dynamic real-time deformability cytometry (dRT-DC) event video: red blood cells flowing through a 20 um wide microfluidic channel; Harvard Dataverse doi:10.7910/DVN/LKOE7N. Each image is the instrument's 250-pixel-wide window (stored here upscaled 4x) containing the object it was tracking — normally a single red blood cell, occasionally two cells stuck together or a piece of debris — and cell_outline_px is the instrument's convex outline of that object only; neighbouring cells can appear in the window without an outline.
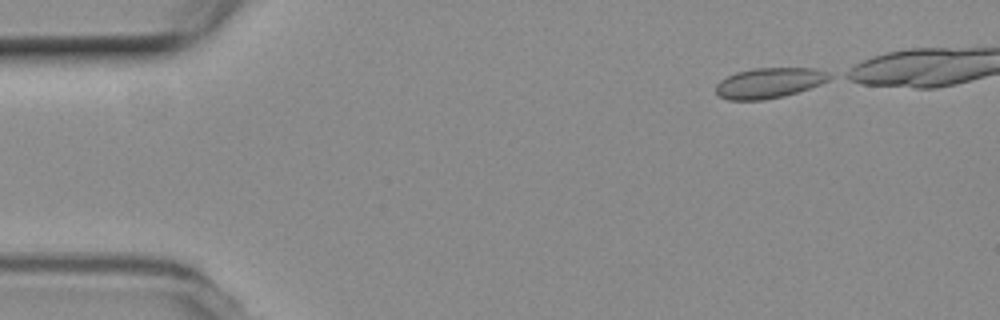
{"species": "common noctule bat (a hibernating species)", "species_latin": "Nyctalus noctula", "temperature_condition": "room temperature", "stored_images_in_passage": 9, "camera_frame_rate_fps": 3000, "um_per_image_px": 0.085, "animal": {"sex": "female", "body_mass_g": 19.3, "forearm_length_mm": 54.1}, "frame": {"image": 1, "passage_image": 1, "time_ms": 0.0, "image_size_px": [1000, 320], "cell_outline_px": [[836, 76], [820, 84], [784, 96], [764, 100], [728, 100], [720, 96], [716, 92], [716, 84], [720, 80], [736, 72], [756, 68], [816, 68], [828, 72]], "centroid_in_image_um": [65.4, 7.04], "position_along_channel_um": 19.6, "area_um2": 20.11}}